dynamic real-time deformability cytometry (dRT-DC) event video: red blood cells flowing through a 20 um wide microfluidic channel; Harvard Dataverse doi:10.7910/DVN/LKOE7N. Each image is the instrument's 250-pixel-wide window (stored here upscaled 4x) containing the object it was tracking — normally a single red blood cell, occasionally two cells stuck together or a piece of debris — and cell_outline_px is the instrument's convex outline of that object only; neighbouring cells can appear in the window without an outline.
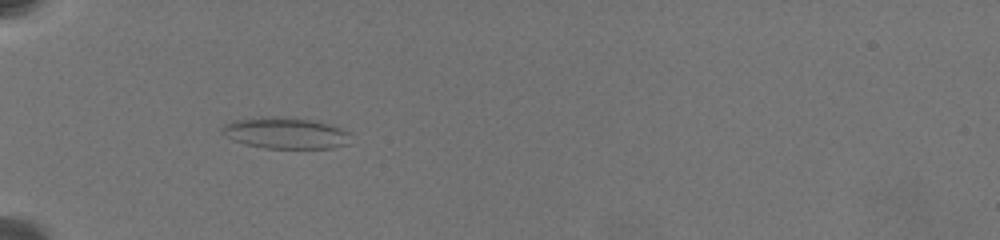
{"species": "common noctule bat (a hibernating species)", "species_latin": "Nyctalus noctula", "temperature_condition": "warm", "stored_images_in_passage": 2, "camera_frame_rate_fps": 3000, "um_per_image_px": 0.085, "animal": {"sex": "female", "body_mass_g": 19.5, "forearm_length_mm": 54.1}, "frame": {"image": 1, "passage_image": 1, "time_ms": 0.0, "image_size_px": [1000, 240], "cell_outline_px": [[352, 132], [348, 144], [332, 148], [264, 148], [244, 144], [232, 140], [220, 132], [220, 128], [224, 124], [232, 120], [276, 116], [312, 120], [328, 124]], "centroid_in_image_um": [24.25, 11.32], "position_along_channel_um": 60.7, "area_um2": 23.58}}